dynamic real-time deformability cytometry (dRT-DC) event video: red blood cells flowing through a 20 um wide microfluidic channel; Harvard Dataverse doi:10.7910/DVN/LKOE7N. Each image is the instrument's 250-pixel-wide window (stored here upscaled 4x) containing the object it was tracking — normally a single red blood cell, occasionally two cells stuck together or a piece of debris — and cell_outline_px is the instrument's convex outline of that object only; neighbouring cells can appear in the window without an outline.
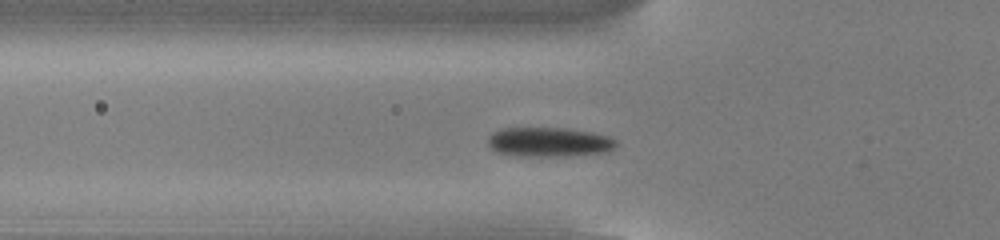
{"species": "common noctule bat (a hibernating species)", "species_latin": "Nyctalus noctula", "temperature_condition": "cold", "stored_images_in_passage": 46, "camera_frame_rate_fps": 3000, "um_per_image_px": 0.085, "animal": {"sex": "male", "body_mass_g": 13.0, "forearm_length_mm": 53.1}, "frame": {"image": 1, "passage_image": 11, "time_ms": 3.333, "image_size_px": [1000, 240], "cell_outline_px": [[620, 144], [616, 148], [608, 152], [564, 156], [516, 156], [496, 152], [488, 144], [488, 136], [492, 132], [504, 128], [564, 128], [592, 132], [608, 136], [616, 140]], "centroid_in_image_um": [46.7, 12.08], "position_along_channel_um": 79.1, "area_um2": 22.25}}
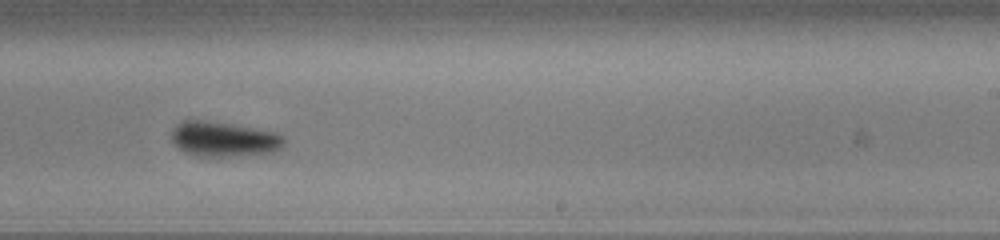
{"frame": {"image": 2, "passage_image": 26, "time_ms": 8.333, "image_size_px": [1000, 240], "cell_outline_px": [[284, 144], [280, 148], [272, 152], [228, 156], [196, 156], [184, 152], [172, 140], [172, 128], [176, 124], [184, 120], [204, 120], [232, 124], [276, 132], [284, 136]], "centroid_in_image_um": [19.01, 11.81], "position_along_channel_um": 270.0, "area_um2": 22.77}}
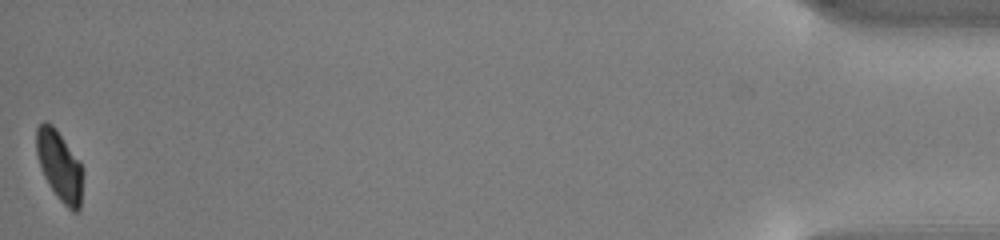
{"frame": {"image": 3, "passage_image": 46, "time_ms": 15.0, "image_size_px": [1000, 240], "cell_outline_px": [[84, 172], [80, 208], [76, 212], [72, 212], [56, 196], [48, 184], [44, 176], [36, 156], [36, 128], [44, 120], [52, 124], [56, 128], [80, 160]], "centroid_in_image_um": [5.08, 14.08], "position_along_channel_um": 430.1, "area_um2": 19.42}, "authors_computed_cell_mechanics": {"area_um2": 21.8195, "velocity_mm_per_s": 3.8205, "shape_relaxation_time_tau1_ms": 1.5992, "shape_relaxation_time_tau2_ms": null, "deformation_change_tau1": 0.0991, "deformation_change_tau2": null}}